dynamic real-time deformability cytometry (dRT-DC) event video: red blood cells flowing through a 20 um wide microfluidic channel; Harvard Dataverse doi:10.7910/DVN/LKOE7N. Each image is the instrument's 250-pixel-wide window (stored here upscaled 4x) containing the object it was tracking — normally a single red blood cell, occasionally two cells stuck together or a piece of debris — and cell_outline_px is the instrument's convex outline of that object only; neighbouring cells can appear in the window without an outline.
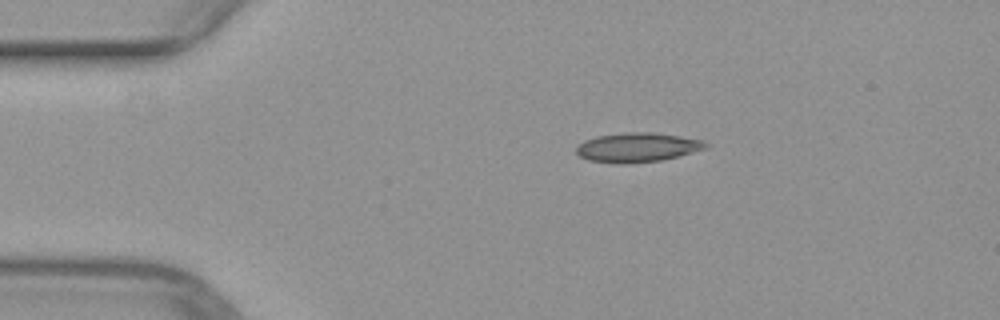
{"species": "common noctule bat (a hibernating species)", "species_latin": "Nyctalus noctula", "temperature_condition": "warm", "stored_images_in_passage": 42, "camera_frame_rate_fps": 3000, "um_per_image_px": 0.085, "animal": {"sex": "female", "body_mass_g": 29.2, "forearm_length_mm": 56.3}, "frame": {"image": 1, "passage_image": 1, "time_ms": 0.0, "image_size_px": [1000, 320], "cell_outline_px": [[708, 148], [660, 160], [624, 164], [616, 164], [588, 160], [580, 156], [576, 152], [576, 148], [584, 140], [596, 136], [628, 132], [652, 132], [680, 136], [704, 140], [708, 144]], "centroid_in_image_um": [54.17, 12.52], "position_along_channel_um": 30.8, "area_um2": 22.08}}
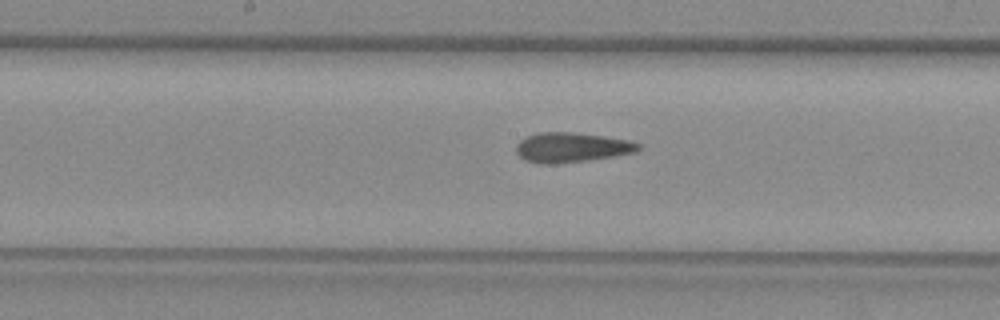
{"frame": {"image": 2, "passage_image": 17, "time_ms": 5.333, "image_size_px": [1000, 320], "cell_outline_px": [[640, 148], [636, 152], [588, 160], [556, 164], [540, 164], [524, 160], [516, 152], [516, 144], [520, 140], [536, 132], [568, 132], [600, 136], [628, 140], [640, 144]], "centroid_in_image_um": [48.53, 12.54], "position_along_channel_um": 199.7, "area_um2": 21.04}}
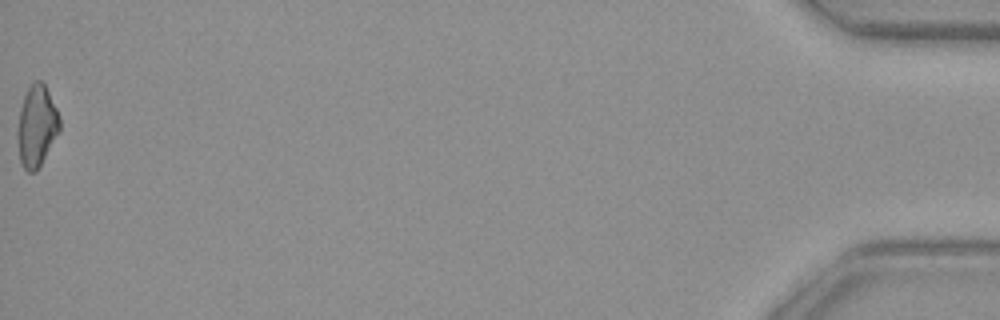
{"frame": {"image": 3, "passage_image": 42, "time_ms": 13.667, "image_size_px": [1000, 320], "cell_outline_px": [[60, 128], [36, 172], [28, 172], [24, 168], [20, 160], [16, 136], [16, 132], [20, 108], [24, 96], [28, 88], [36, 80], [40, 80], [44, 84], [60, 116]], "centroid_in_image_um": [3.09, 10.72], "position_along_channel_um": 432.1, "area_um2": 19.71}}